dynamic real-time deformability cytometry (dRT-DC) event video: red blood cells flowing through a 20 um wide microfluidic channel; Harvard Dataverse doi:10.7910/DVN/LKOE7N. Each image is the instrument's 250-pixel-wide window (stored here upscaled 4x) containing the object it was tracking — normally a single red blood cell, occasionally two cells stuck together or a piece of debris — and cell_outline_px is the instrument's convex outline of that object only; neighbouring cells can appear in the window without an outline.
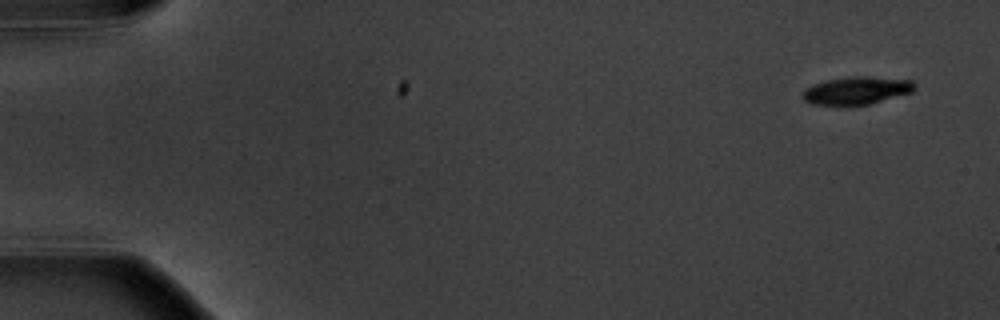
{"species": "common noctule bat (a hibernating species)", "species_latin": "Nyctalus noctula", "temperature_condition": "warm", "stored_images_in_passage": 6, "camera_frame_rate_fps": 3000, "um_per_image_px": 0.085, "animal": {"sex": "male", "body_mass_g": 20.1, "forearm_length_mm": 53.5}, "frame": {"image": 1, "passage_image": 1, "time_ms": 0.0, "image_size_px": [1000, 320], "cell_outline_px": [[916, 88], [912, 92], [868, 104], [836, 108], [812, 104], [804, 100], [800, 96], [804, 88], [812, 84], [828, 80], [848, 76], [868, 76], [912, 80], [916, 84]], "centroid_in_image_um": [72.73, 7.72], "position_along_channel_um": 12.3, "area_um2": 18.84}}
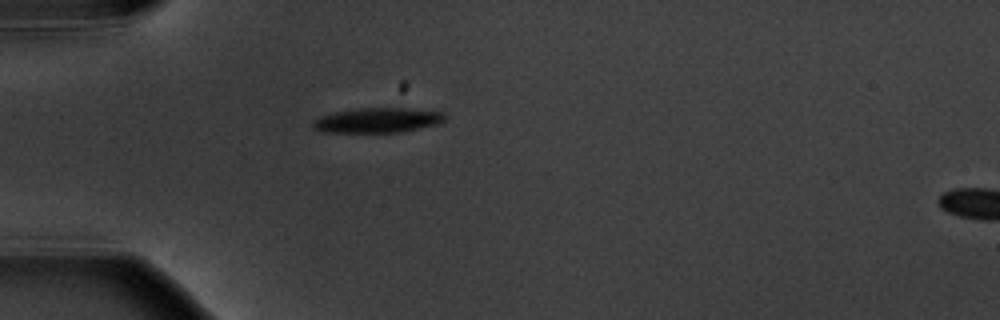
{"frame": {"image": 2, "passage_image": 5, "time_ms": 4.667, "image_size_px": [1000, 320], "cell_outline_px": [[448, 116], [440, 124], [400, 132], [324, 132], [312, 128], [312, 120], [336, 112], [360, 108], [404, 108], [444, 112]], "centroid_in_image_um": [32.14, 10.22], "position_along_channel_um": 52.9, "area_um2": 19.07}}